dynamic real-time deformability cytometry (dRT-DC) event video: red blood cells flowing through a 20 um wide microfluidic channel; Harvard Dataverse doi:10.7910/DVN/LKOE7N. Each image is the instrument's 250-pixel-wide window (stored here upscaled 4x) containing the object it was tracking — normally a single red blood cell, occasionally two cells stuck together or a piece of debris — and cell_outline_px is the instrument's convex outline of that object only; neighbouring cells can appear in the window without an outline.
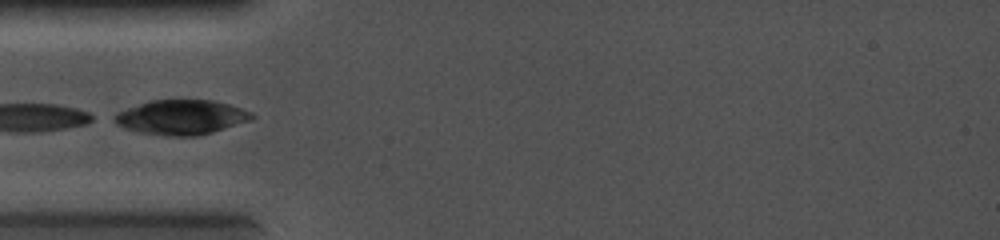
{"species": "common noctule bat (a hibernating species)", "species_latin": "Nyctalus noctula", "temperature_condition": "cold", "stored_images_in_passage": 36, "camera_frame_rate_fps": 5000, "um_per_image_px": 0.085, "animal": {"sex": "female", "body_mass_g": 19.0, "forearm_length_mm": 56.7}, "frame": {"image": 1, "passage_image": 1, "time_ms": 0.0, "image_size_px": [1000, 240], "cell_outline_px": [[256, 116], [252, 120], [212, 132], [196, 136], [168, 136], [140, 132], [124, 128], [108, 120], [108, 116], [116, 112], [152, 100], [212, 100], [228, 104], [252, 112]], "centroid_in_image_um": [15.35, 9.97], "position_along_channel_um": 69.6, "area_um2": 27.98}}